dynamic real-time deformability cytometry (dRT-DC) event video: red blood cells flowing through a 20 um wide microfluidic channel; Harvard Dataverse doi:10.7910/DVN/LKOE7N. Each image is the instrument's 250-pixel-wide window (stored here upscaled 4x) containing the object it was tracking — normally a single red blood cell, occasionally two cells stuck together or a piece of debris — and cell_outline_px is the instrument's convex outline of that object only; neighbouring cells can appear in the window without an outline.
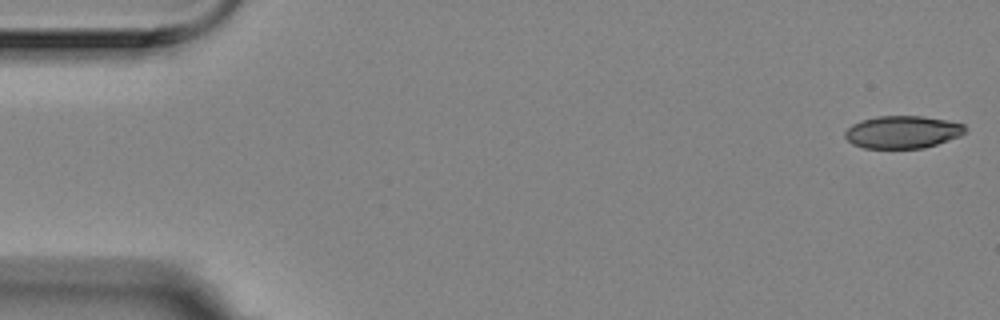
{"species": "Egyptian fruit bat (a non-hibernating species)", "species_latin": "Rousettus aegyptiacus", "temperature_condition": "room temperature", "stored_images_in_passage": 14, "camera_frame_rate_fps": 3000, "um_per_image_px": 0.085, "animal": {"sex": "female"}, "frame": {"image": 1, "passage_image": 1, "time_ms": 0.0, "image_size_px": [1000, 320], "cell_outline_px": [[968, 128], [960, 136], [924, 148], [864, 148], [852, 144], [844, 136], [844, 132], [852, 124], [860, 120], [876, 116], [924, 116], [964, 124]], "centroid_in_image_um": [76.69, 11.22], "position_along_channel_um": 8.3, "area_um2": 22.83}}
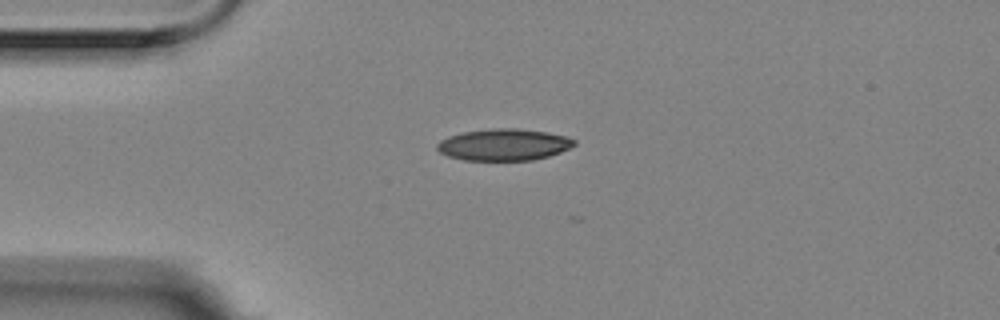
{"frame": {"image": 2, "passage_image": 13, "time_ms": 4.0, "image_size_px": [1000, 320], "cell_outline_px": [[576, 144], [560, 152], [548, 156], [532, 160], [464, 160], [448, 156], [440, 152], [436, 148], [436, 144], [440, 140], [448, 136], [460, 132], [496, 128], [516, 128], [548, 132], [568, 136], [576, 140]], "centroid_in_image_um": [42.82, 12.29], "position_along_channel_um": 42.2, "area_um2": 25.43}}